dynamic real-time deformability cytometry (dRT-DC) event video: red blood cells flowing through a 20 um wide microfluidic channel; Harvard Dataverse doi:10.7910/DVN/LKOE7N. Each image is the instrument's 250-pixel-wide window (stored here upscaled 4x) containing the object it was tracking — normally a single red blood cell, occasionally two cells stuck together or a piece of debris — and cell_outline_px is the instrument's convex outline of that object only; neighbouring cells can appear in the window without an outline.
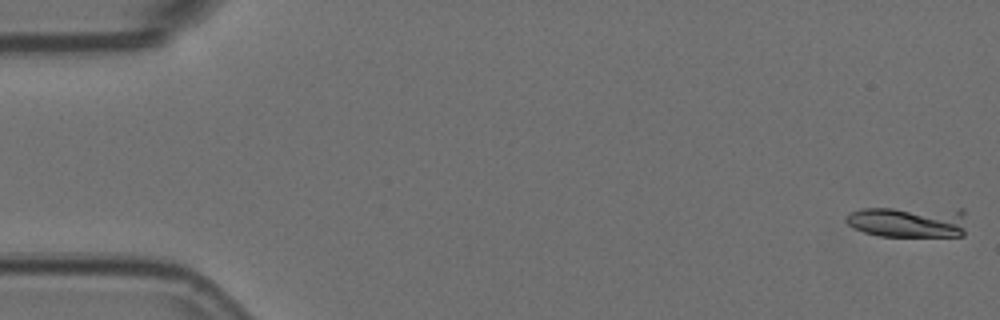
{"species": "Egyptian fruit bat (a non-hibernating species)", "species_latin": "Rousettus aegyptiacus", "temperature_condition": "room temperature", "stored_images_in_passage": 5, "camera_frame_rate_fps": 3000, "um_per_image_px": 0.085, "animal": {"sex": "female"}, "frame": {"image": 1, "passage_image": 1, "time_ms": 0.0, "image_size_px": [1000, 320], "cell_outline_px": [[964, 236], [880, 236], [864, 232], [848, 224], [844, 220], [844, 216], [848, 212], [864, 208], [964, 208]], "centroid_in_image_um": [77.22, 18.83], "position_along_channel_um": 7.8, "area_um2": 22.31}}
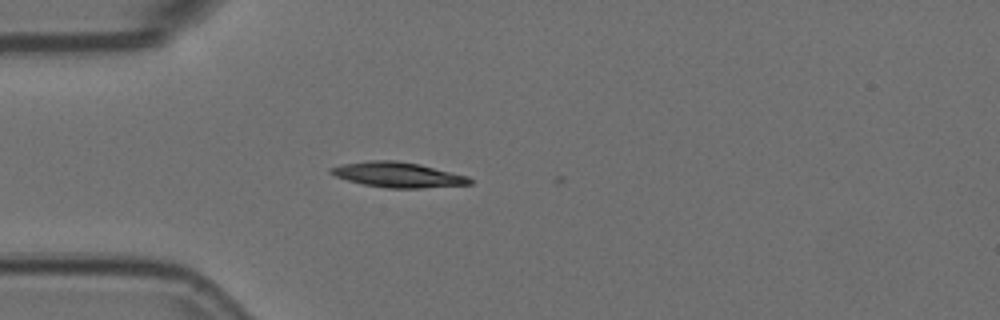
{"frame": {"image": 2, "passage_image": 5, "time_ms": 1.333, "image_size_px": [1000, 320], "cell_outline_px": [[472, 184], [420, 188], [388, 188], [364, 184], [348, 180], [336, 176], [328, 172], [328, 168], [344, 164], [368, 160], [396, 160], [420, 164], [468, 176], [472, 180]], "centroid_in_image_um": [33.82, 14.85], "position_along_channel_um": 51.2, "area_um2": 20.29}}